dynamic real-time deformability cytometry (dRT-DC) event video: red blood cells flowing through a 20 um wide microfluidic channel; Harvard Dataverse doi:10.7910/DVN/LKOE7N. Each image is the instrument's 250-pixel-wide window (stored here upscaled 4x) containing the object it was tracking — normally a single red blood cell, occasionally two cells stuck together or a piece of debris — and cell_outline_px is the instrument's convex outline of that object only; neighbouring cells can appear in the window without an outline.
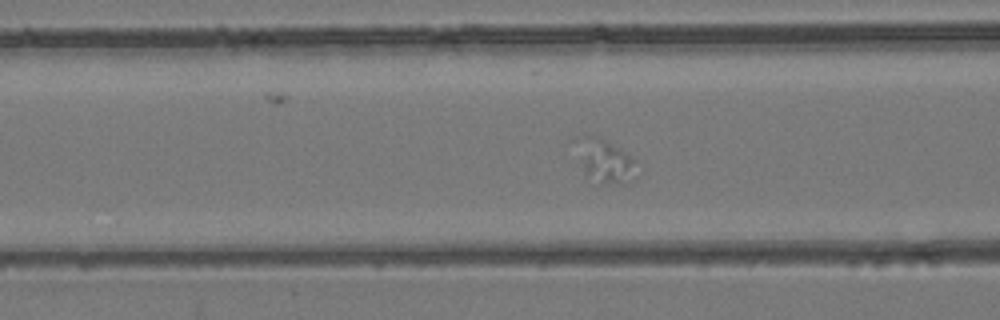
{"species": "common noctule bat (a hibernating species)", "species_latin": "Nyctalus noctula", "temperature_condition": "room temperature", "stored_images_in_passage": 39, "camera_frame_rate_fps": 3000, "um_per_image_px": 0.085, "animal": {"sex": "female", "body_mass_g": 24.6, "forearm_length_mm": 56.2}, "frame": {"image": 1, "passage_image": 7, "time_ms": 2.0, "image_size_px": [1000, 320], "cell_outline_px": [[636, 160], [632, 180], [624, 184], [620, 184], [604, 180], [584, 172], [580, 160], [600, 140], [604, 140]], "centroid_in_image_um": [51.75, 13.9], "position_along_channel_um": 114.9, "area_um2": 11.62}}
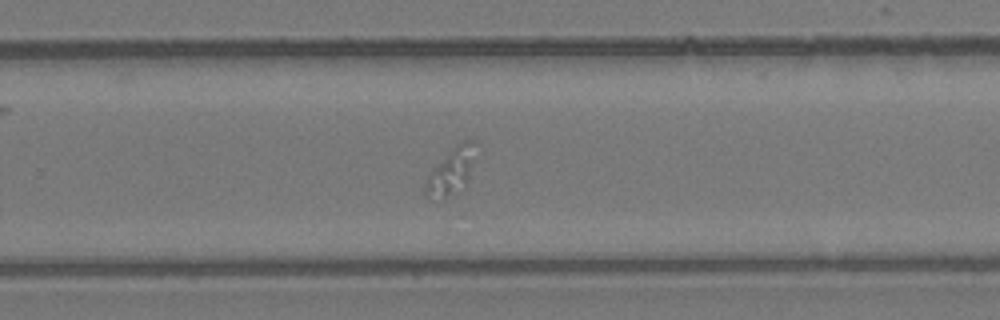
{"frame": {"image": 2, "passage_image": 23, "time_ms": 7.333, "image_size_px": [1000, 320], "cell_outline_px": [[472, 140], [468, 176], [452, 192], [444, 196], [432, 200], [428, 200], [424, 196], [424, 188], [428, 176], [432, 168], [456, 144], [468, 140]], "centroid_in_image_um": [38.16, 14.6], "position_along_channel_um": 291.6, "area_um2": 12.08}}
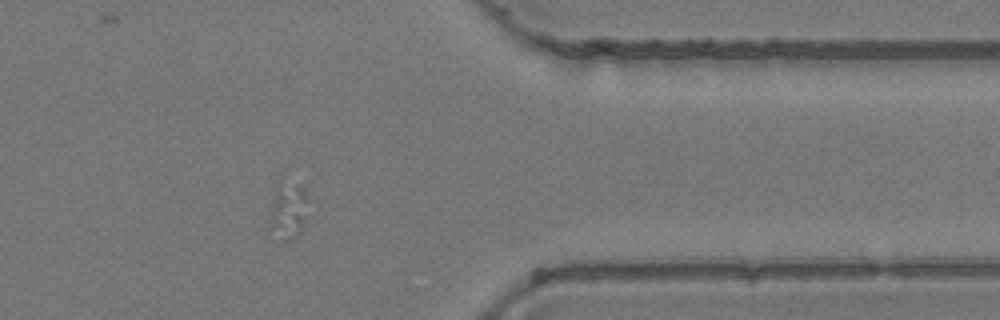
{"frame": {"image": 3, "passage_image": 33, "time_ms": 10.667, "image_size_px": [1000, 320], "cell_outline_px": [[308, 200], [304, 224], [300, 232], [292, 240], [284, 240], [268, 228], [268, 220], [272, 200], [276, 192], [296, 184], [304, 184], [308, 196]], "centroid_in_image_um": [24.53, 18.0], "position_along_channel_um": 386.9, "area_um2": 12.25}}